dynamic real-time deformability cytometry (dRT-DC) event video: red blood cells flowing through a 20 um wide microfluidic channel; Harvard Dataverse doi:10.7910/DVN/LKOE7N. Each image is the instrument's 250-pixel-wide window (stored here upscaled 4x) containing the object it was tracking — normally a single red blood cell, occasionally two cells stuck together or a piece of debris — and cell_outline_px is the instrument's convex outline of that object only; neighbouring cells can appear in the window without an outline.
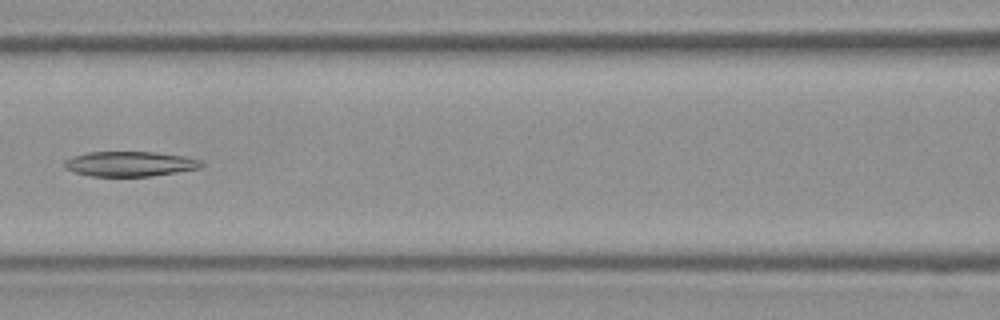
{"species": "Egyptian fruit bat (a non-hibernating species)", "species_latin": "Rousettus aegyptiacus", "temperature_condition": "room temperature", "stored_images_in_passage": 39, "camera_frame_rate_fps": 3000, "um_per_image_px": 0.085, "frame": {"image": 1, "passage_image": 18, "time_ms": 5.667, "image_size_px": [1000, 320], "cell_outline_px": [[204, 164], [200, 168], [152, 176], [88, 176], [64, 168], [64, 160], [72, 156], [88, 152], [156, 152], [184, 156], [200, 160]], "centroid_in_image_um": [11.02, 13.93], "position_along_channel_um": 155.6, "area_um2": 19.94}}
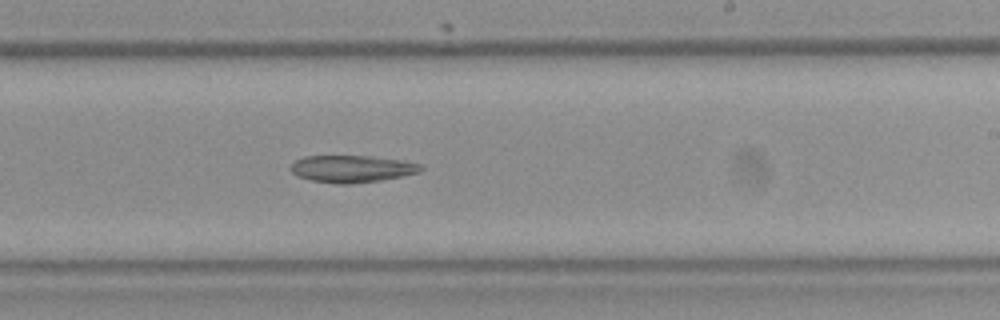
{"frame": {"image": 2, "passage_image": 24, "time_ms": 7.667, "image_size_px": [1000, 320], "cell_outline_px": [[424, 168], [420, 172], [380, 180], [352, 184], [340, 184], [312, 180], [300, 176], [292, 172], [288, 168], [296, 160], [304, 156], [372, 156], [404, 160], [424, 164]], "centroid_in_image_um": [29.96, 14.34], "position_along_channel_um": 259.0, "area_um2": 20.58}}
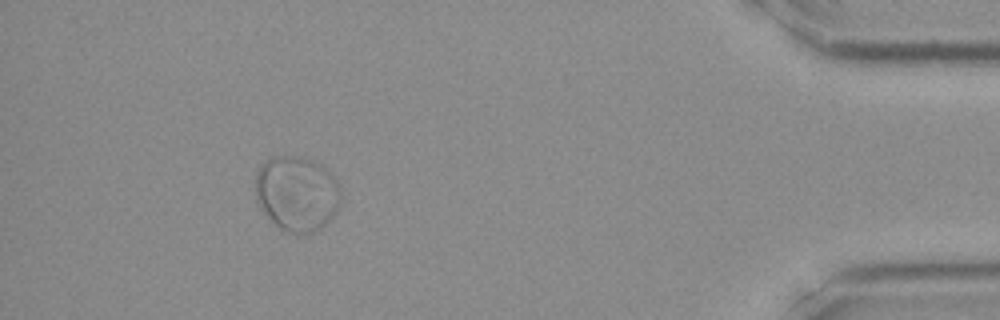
{"frame": {"image": 3, "passage_image": 36, "time_ms": 11.667, "image_size_px": [1000, 320], "cell_outline_px": [[344, 196], [336, 212], [316, 232], [300, 236], [296, 236], [280, 228], [260, 208], [256, 200], [256, 172], [260, 164], [264, 160], [272, 156], [300, 156], [324, 164], [328, 168], [340, 184]], "centroid_in_image_um": [25.28, 16.43], "position_along_channel_um": 409.9, "area_um2": 38.44}}